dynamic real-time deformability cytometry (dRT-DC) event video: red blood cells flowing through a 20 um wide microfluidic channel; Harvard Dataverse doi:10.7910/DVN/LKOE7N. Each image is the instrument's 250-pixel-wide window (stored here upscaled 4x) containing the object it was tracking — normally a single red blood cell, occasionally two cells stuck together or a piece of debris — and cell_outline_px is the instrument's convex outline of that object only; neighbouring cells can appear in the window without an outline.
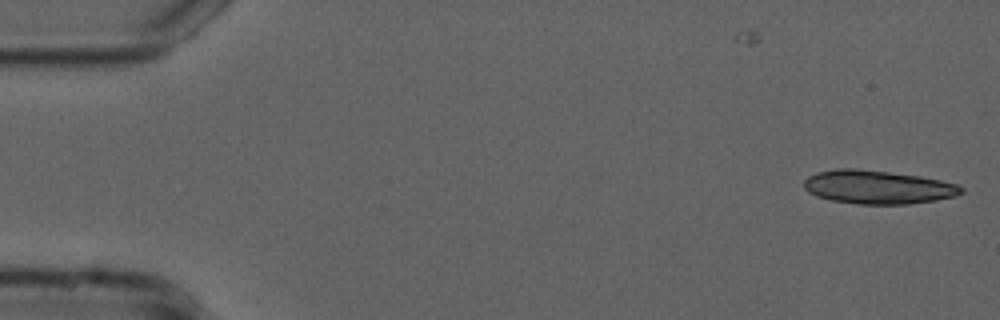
{"species": "common noctule bat (a hibernating species)", "species_latin": "Nyctalus noctula", "temperature_condition": "cold", "stored_images_in_passage": 4, "camera_frame_rate_fps": 3000, "um_per_image_px": 0.085, "animal": {"sex": "male", "forearm_length_mm": 52.5}, "frame": {"image": 1, "passage_image": 4, "time_ms": 1.0, "image_size_px": [1000, 320], "cell_outline_px": [[964, 192], [956, 196], [936, 200], [908, 204], [856, 204], [832, 200], [816, 196], [808, 192], [804, 188], [804, 180], [808, 176], [816, 172], [836, 168], [856, 168], [920, 176], [940, 180], [956, 184], [964, 188]], "centroid_in_image_um": [74.6, 15.9], "position_along_channel_um": 10.4, "area_um2": 30.87}}